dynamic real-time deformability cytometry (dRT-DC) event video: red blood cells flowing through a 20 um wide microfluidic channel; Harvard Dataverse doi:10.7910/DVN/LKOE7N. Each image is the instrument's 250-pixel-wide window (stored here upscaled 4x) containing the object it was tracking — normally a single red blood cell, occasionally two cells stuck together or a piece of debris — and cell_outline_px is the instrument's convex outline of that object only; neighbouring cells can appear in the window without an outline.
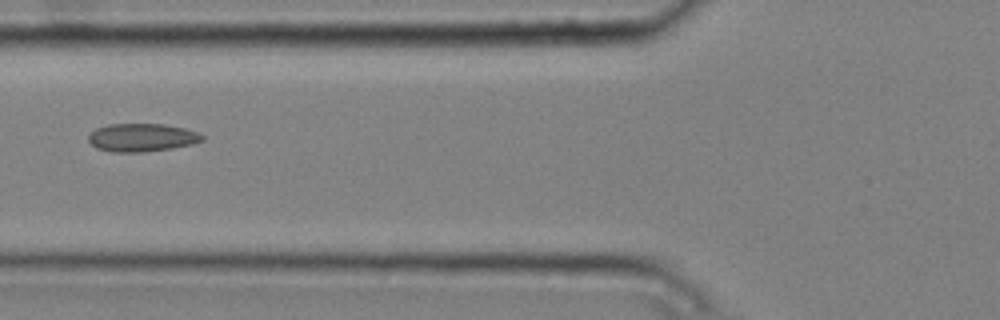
{"species": "common noctule bat (a hibernating species)", "species_latin": "Nyctalus noctula", "temperature_condition": "cold", "stored_images_in_passage": 5, "camera_frame_rate_fps": 3000, "um_per_image_px": 0.085, "animal": {"sex": "male", "body_mass_g": 20.4}, "frame": {"image": 1, "passage_image": 5, "time_ms": 1.333, "image_size_px": [1000, 320], "cell_outline_px": [[204, 140], [192, 144], [172, 148], [144, 152], [112, 152], [96, 148], [88, 140], [88, 136], [96, 128], [108, 124], [164, 124], [184, 128], [196, 132], [204, 136]], "centroid_in_image_um": [12.05, 11.69], "position_along_channel_um": 113.8, "area_um2": 18.61}}